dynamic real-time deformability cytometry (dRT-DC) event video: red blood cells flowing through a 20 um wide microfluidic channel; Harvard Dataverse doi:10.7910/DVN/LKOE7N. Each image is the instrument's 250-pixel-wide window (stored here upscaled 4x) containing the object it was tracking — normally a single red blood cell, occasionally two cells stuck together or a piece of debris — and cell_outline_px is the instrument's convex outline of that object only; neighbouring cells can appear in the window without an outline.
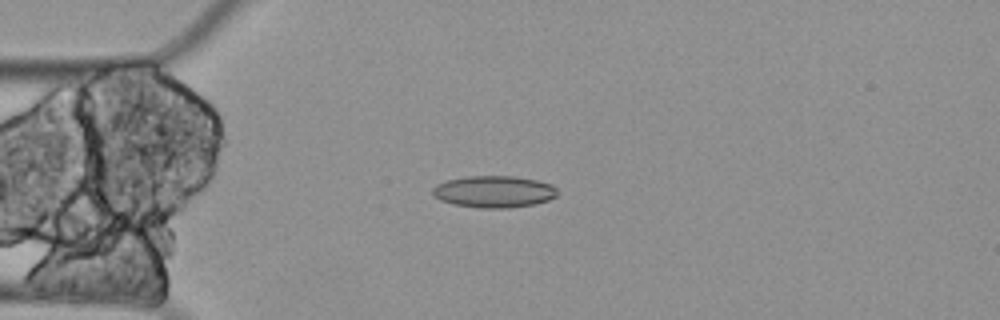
{"species": "Egyptian fruit bat (a non-hibernating species)", "species_latin": "Rousettus aegyptiacus", "temperature_condition": "cold", "stored_images_in_passage": 7, "camera_frame_rate_fps": 3000, "um_per_image_px": 0.085, "animal": {"sex": "female"}, "frame": {"image": 1, "passage_image": 4, "time_ms": 1.0, "image_size_px": [1000, 320], "cell_outline_px": [[556, 196], [548, 200], [536, 204], [508, 208], [480, 208], [452, 204], [440, 200], [432, 192], [432, 188], [436, 184], [448, 180], [464, 176], [512, 176], [536, 180], [552, 184], [556, 188]], "centroid_in_image_um": [41.98, 16.29], "position_along_channel_um": 43.0, "area_um2": 23.18}}
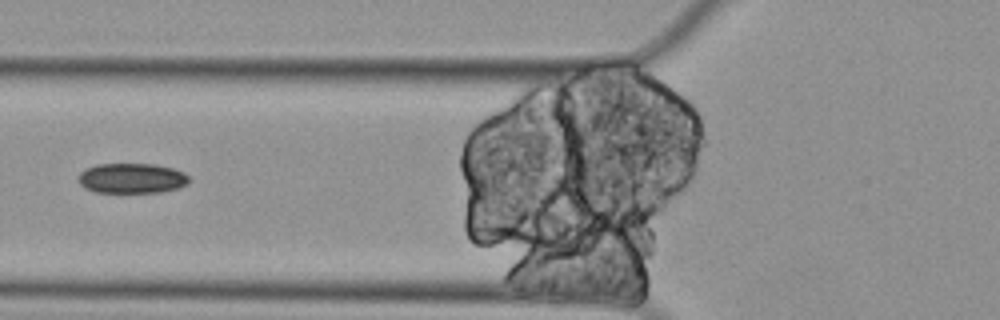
{"frame": {"image": 2, "passage_image": 6, "time_ms": 1.667, "image_size_px": [1000, 320], "cell_outline_px": [[188, 184], [176, 188], [160, 192], [96, 192], [84, 188], [80, 184], [76, 176], [84, 168], [96, 164], [156, 164], [172, 168], [184, 172], [188, 176]], "centroid_in_image_um": [11.15, 15.14], "position_along_channel_um": 114.7, "area_um2": 19.54}}
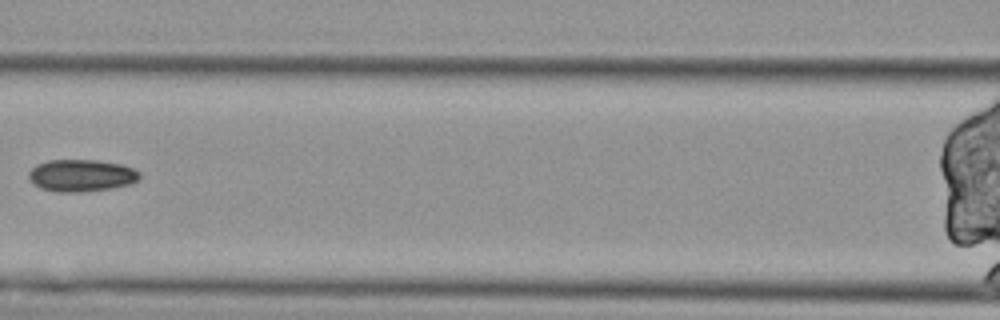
{"frame": {"image": 3, "passage_image": 7, "time_ms": 2.0, "image_size_px": [1000, 320], "cell_outline_px": [[140, 176], [136, 180], [128, 184], [112, 188], [80, 192], [56, 192], [40, 188], [32, 184], [28, 176], [28, 172], [36, 164], [48, 160], [96, 160], [120, 164], [132, 168], [140, 172]], "centroid_in_image_um": [6.86, 14.92], "position_along_channel_um": 159.7, "area_um2": 20.75}}